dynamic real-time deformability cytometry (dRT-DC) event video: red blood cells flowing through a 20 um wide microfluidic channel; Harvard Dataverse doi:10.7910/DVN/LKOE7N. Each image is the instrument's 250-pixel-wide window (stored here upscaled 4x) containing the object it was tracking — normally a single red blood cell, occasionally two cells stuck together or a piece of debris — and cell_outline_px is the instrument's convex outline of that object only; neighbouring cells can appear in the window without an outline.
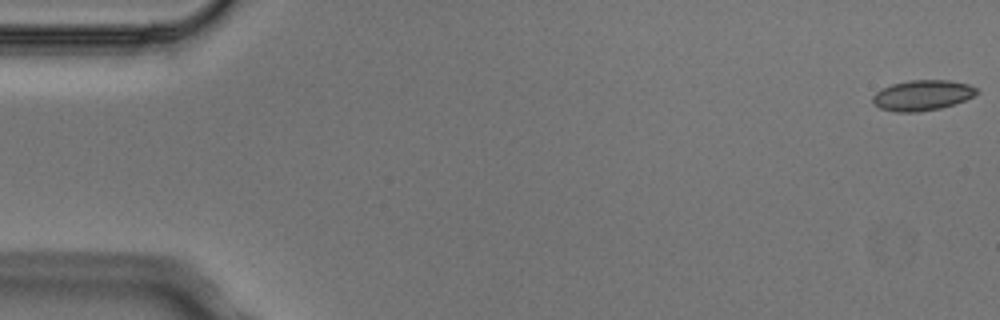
{"species": "Egyptian fruit bat (a non-hibernating species)", "species_latin": "Rousettus aegyptiacus", "temperature_condition": "cold", "stored_images_in_passage": 4, "camera_frame_rate_fps": 3000, "um_per_image_px": 0.085, "animal": {"sex": "male"}, "frame": {"image": 1, "passage_image": 1, "time_ms": 0.0, "image_size_px": [1000, 320], "cell_outline_px": [[980, 92], [964, 100], [940, 108], [916, 112], [896, 112], [880, 108], [872, 104], [872, 96], [876, 92], [892, 84], [908, 80], [948, 80], [968, 84], [976, 88]], "centroid_in_image_um": [78.37, 8.1], "position_along_channel_um": 6.6, "area_um2": 18.32}}
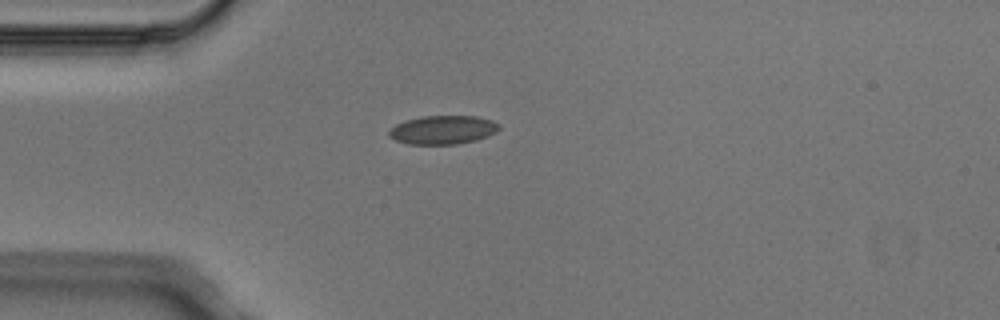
{"frame": {"image": 2, "passage_image": 4, "time_ms": 1.0, "image_size_px": [1000, 320], "cell_outline_px": [[500, 128], [496, 132], [488, 136], [476, 140], [456, 144], [408, 144], [396, 140], [388, 136], [388, 132], [396, 124], [404, 120], [424, 116], [476, 116], [492, 120], [500, 124]], "centroid_in_image_um": [37.66, 11.03], "position_along_channel_um": 47.3, "area_um2": 18.44}}